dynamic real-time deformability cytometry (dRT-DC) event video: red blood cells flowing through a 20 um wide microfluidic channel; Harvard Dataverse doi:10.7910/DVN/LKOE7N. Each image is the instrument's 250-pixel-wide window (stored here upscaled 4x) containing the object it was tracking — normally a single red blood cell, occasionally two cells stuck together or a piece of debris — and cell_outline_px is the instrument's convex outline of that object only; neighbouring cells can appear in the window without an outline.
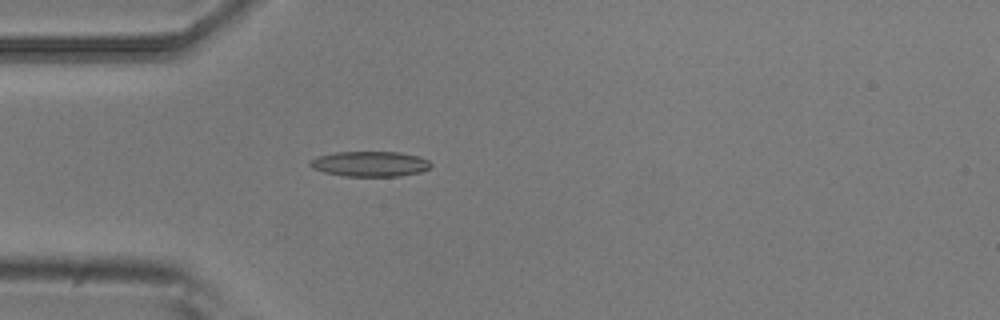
{"species": "common noctule bat (a hibernating species)", "species_latin": "Nyctalus noctula", "temperature_condition": "room temperature", "stored_images_in_passage": 3, "camera_frame_rate_fps": 3000, "um_per_image_px": 0.085, "animal": {"sex": "male", "body_mass_g": 20.5, "forearm_length_mm": 52.5}, "frame": {"image": 1, "passage_image": 3, "time_ms": 0.667, "image_size_px": [1000, 320], "cell_outline_px": [[432, 164], [428, 168], [420, 172], [400, 176], [344, 176], [324, 172], [312, 168], [308, 164], [308, 160], [320, 156], [336, 152], [400, 152], [420, 156], [428, 160]], "centroid_in_image_um": [31.44, 13.93], "position_along_channel_um": 53.6, "area_um2": 17.8}}